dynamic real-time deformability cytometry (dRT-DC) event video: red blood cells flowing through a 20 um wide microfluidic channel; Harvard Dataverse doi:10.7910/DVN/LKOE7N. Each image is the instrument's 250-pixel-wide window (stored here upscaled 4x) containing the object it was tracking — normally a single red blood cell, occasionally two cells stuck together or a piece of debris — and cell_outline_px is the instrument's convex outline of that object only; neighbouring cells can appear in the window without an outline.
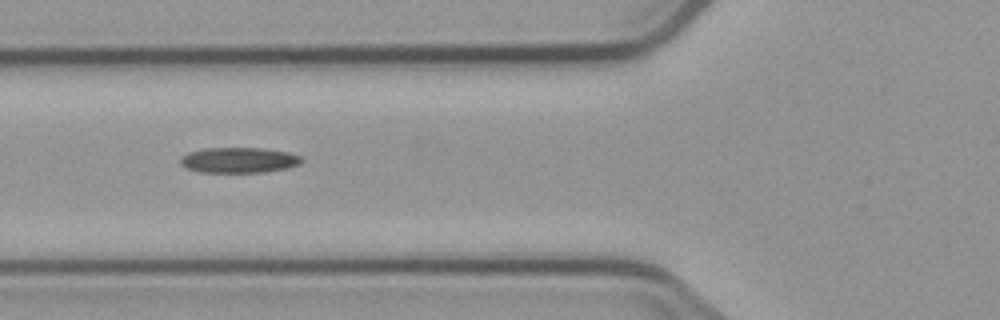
{"species": "common noctule bat (a hibernating species)", "species_latin": "Nyctalus noctula", "temperature_condition": "cold", "stored_images_in_passage": 7, "camera_frame_rate_fps": 3000, "um_per_image_px": 0.085, "animal": {"sex": "male", "body_mass_g": 23.1, "forearm_length_mm": 52.7}, "frame": {"image": 1, "passage_image": 4, "time_ms": 3.667, "image_size_px": [1000, 320], "cell_outline_px": [[304, 160], [300, 164], [288, 168], [264, 172], [200, 172], [188, 168], [180, 164], [180, 160], [188, 152], [204, 148], [260, 148], [288, 152], [300, 156]], "centroid_in_image_um": [20.33, 13.61], "position_along_channel_um": 105.5, "area_um2": 17.92}}
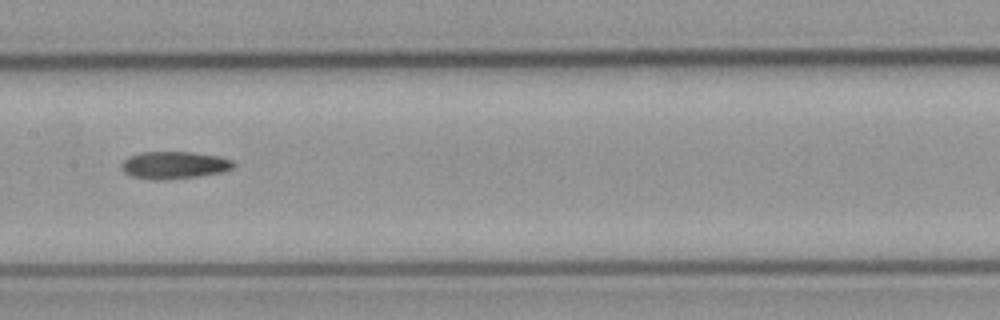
{"frame": {"image": 2, "passage_image": 6, "time_ms": 6.0, "image_size_px": [1000, 320], "cell_outline_px": [[236, 164], [232, 168], [224, 172], [196, 176], [160, 180], [152, 180], [132, 176], [124, 172], [120, 168], [120, 164], [128, 156], [140, 152], [192, 152], [220, 156], [232, 160]], "centroid_in_image_um": [14.79, 14.03], "position_along_channel_um": 192.6, "area_um2": 17.98}}
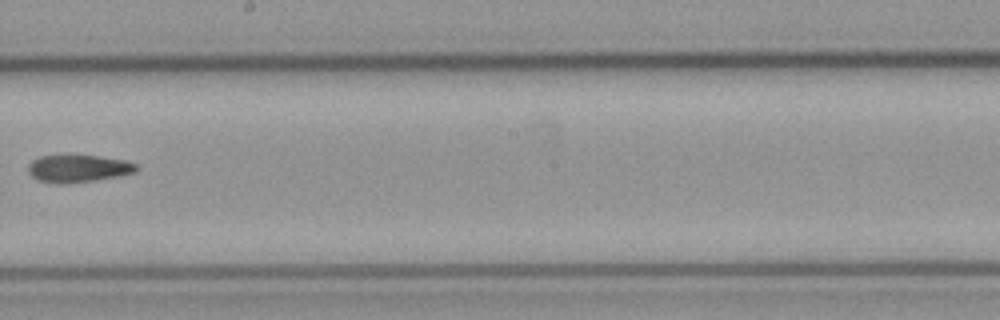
{"frame": {"image": 3, "passage_image": 7, "time_ms": 7.333, "image_size_px": [1000, 320], "cell_outline_px": [[140, 168], [136, 172], [120, 176], [96, 180], [60, 184], [36, 180], [28, 172], [28, 164], [32, 160], [40, 156], [68, 152], [100, 156], [128, 160], [136, 164]], "centroid_in_image_um": [6.65, 14.27], "position_along_channel_um": 241.6, "area_um2": 18.26}}